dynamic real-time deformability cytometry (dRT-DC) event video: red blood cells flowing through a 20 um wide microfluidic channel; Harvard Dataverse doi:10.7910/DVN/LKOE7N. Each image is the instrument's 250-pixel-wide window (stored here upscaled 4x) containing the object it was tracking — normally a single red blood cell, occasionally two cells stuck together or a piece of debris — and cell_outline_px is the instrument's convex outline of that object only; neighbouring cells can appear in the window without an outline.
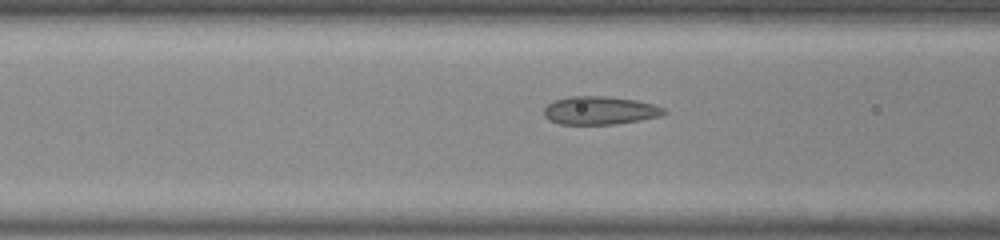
{"species": "common noctule bat (a hibernating species)", "species_latin": "Nyctalus noctula", "temperature_condition": "room temperature", "stored_images_in_passage": 29, "camera_frame_rate_fps": 3000, "um_per_image_px": 0.085, "animal": {"sex": "male", "body_mass_g": 20.0, "forearm_length_mm": 53.3}, "frame": {"image": 1, "passage_image": 7, "time_ms": 2.0, "image_size_px": [1000, 240], "cell_outline_px": [[668, 112], [664, 116], [616, 124], [560, 124], [548, 120], [544, 116], [544, 108], [548, 104], [556, 100], [568, 96], [608, 96], [636, 100], [652, 104], [664, 108]], "centroid_in_image_um": [51.01, 9.39], "position_along_channel_um": 115.6, "area_um2": 19.88}}
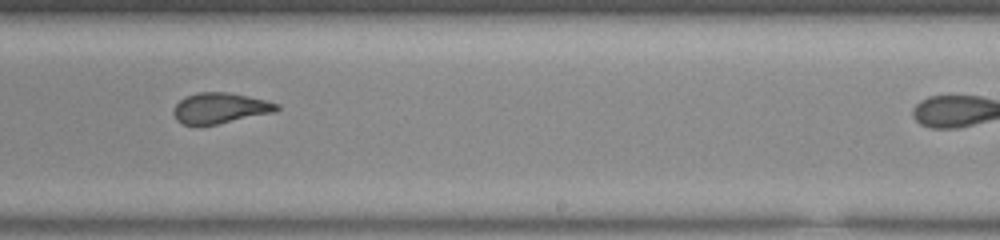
{"frame": {"image": 2, "passage_image": 19, "time_ms": 6.0, "image_size_px": [1000, 240], "cell_outline_px": [[280, 108], [276, 112], [196, 128], [184, 124], [176, 120], [172, 112], [176, 104], [184, 96], [196, 92], [228, 92], [268, 100], [280, 104]], "centroid_in_image_um": [18.69, 9.2], "position_along_channel_um": 270.3, "area_um2": 18.96}}
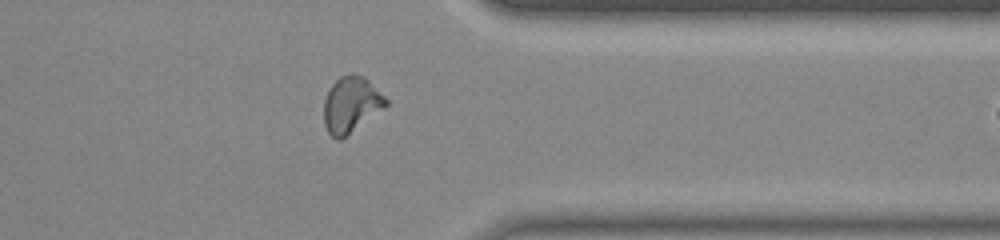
{"frame": {"image": 3, "passage_image": 28, "time_ms": 9.0, "image_size_px": [1000, 240], "cell_outline_px": [[388, 104], [384, 108], [340, 140], [336, 140], [328, 132], [324, 124], [324, 100], [332, 84], [340, 76], [352, 72], [364, 76], [388, 100]], "centroid_in_image_um": [29.83, 8.87], "position_along_channel_um": 381.6, "area_um2": 20.06}}